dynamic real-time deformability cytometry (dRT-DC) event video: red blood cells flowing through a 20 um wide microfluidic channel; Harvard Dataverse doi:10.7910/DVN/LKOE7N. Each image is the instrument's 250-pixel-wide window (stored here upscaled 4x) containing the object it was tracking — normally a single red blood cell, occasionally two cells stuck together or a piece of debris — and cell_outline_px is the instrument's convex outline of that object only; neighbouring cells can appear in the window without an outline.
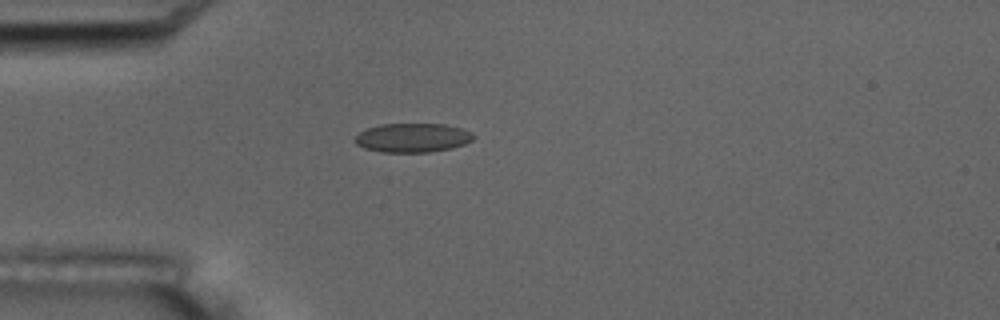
{"species": "common noctule bat (a hibernating species)", "species_latin": "Nyctalus noctula", "temperature_condition": "room temperature", "stored_images_in_passage": 5, "camera_frame_rate_fps": 3000, "um_per_image_px": 0.085, "animal": {"sex": "male", "body_mass_g": 17.5, "forearm_length_mm": 52.3}, "frame": {"image": 1, "passage_image": 5, "time_ms": 4.333, "image_size_px": [1000, 320], "cell_outline_px": [[476, 136], [472, 140], [464, 144], [452, 148], [428, 152], [380, 152], [364, 148], [356, 144], [352, 140], [360, 132], [368, 128], [380, 124], [444, 124], [460, 128], [472, 132]], "centroid_in_image_um": [35.06, 11.71], "position_along_channel_um": 49.9, "area_um2": 20.11}}